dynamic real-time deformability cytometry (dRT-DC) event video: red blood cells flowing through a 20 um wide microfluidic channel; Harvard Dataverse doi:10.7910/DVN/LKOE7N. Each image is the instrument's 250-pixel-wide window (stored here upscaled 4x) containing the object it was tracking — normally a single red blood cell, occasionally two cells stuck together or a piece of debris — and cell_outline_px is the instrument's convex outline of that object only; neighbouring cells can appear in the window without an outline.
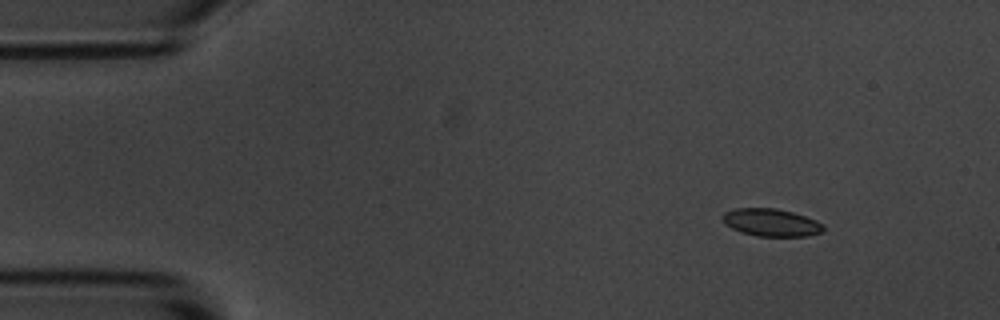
{"species": "common noctule bat (a hibernating species)", "species_latin": "Nyctalus noctula", "temperature_condition": "room temperature", "stored_images_in_passage": 4, "camera_frame_rate_fps": 3000, "um_per_image_px": 0.085, "animal": {"sex": "male", "body_mass_g": 20.1, "forearm_length_mm": 53.5}, "frame": {"image": 1, "passage_image": 1, "time_ms": 0.0, "image_size_px": [1000, 320], "cell_outline_px": [[824, 232], [808, 236], [756, 236], [740, 232], [724, 224], [720, 216], [724, 212], [736, 208], [776, 208], [792, 212], [816, 220], [824, 224]], "centroid_in_image_um": [65.54, 18.91], "position_along_channel_um": 19.5, "area_um2": 16.42}}